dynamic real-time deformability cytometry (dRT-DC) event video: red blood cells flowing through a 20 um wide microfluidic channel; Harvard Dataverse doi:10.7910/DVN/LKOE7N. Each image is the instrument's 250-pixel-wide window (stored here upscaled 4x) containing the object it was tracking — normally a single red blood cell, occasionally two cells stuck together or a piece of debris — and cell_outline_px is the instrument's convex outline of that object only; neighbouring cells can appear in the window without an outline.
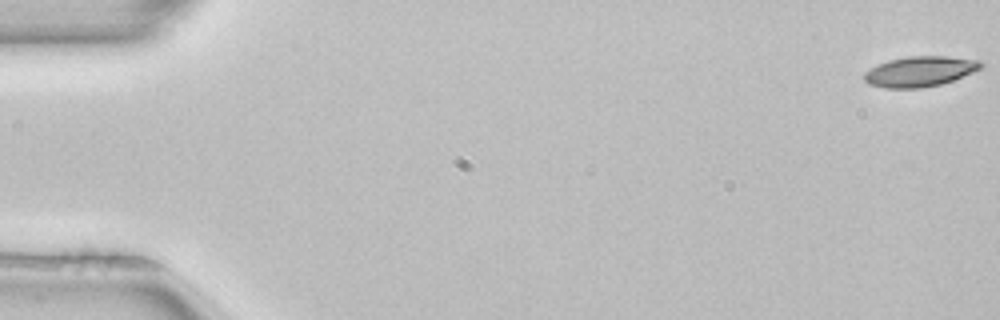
{"species": "common noctule bat (a hibernating species)", "species_latin": "Nyctalus noctula", "temperature_condition": "room temperature", "stored_images_in_passage": 53, "camera_frame_rate_fps": 3000, "um_per_image_px": 0.085, "animal": {"sex": "female", "body_mass_g": 22.7, "forearm_length_mm": 54.2}, "frame": {"image": 1, "passage_image": 1, "time_ms": 0.0, "image_size_px": [1000, 320], "cell_outline_px": [[984, 68], [952, 80], [940, 84], [920, 88], [884, 88], [868, 84], [864, 80], [864, 72], [888, 60], [908, 56], [948, 56], [980, 60], [984, 64]], "centroid_in_image_um": [78.22, 6.07], "position_along_channel_um": 6.8, "area_um2": 20.63}}
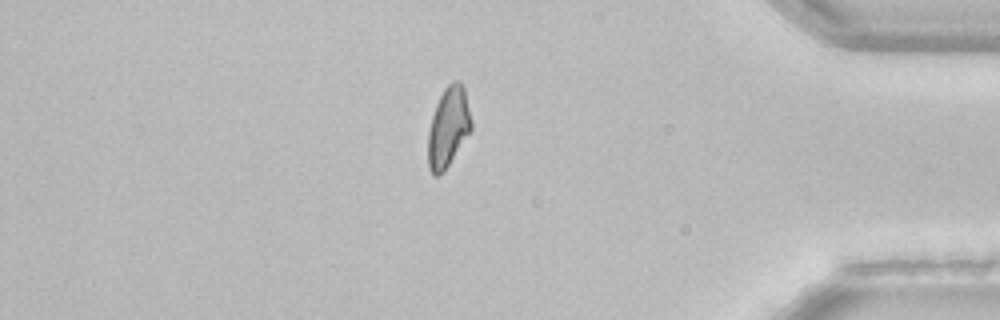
{"frame": {"image": 2, "passage_image": 45, "time_ms": 14.667, "image_size_px": [1000, 320], "cell_outline_px": [[472, 128], [444, 172], [440, 176], [432, 176], [428, 168], [428, 132], [432, 116], [436, 104], [444, 88], [452, 80], [460, 80], [464, 88], [472, 120]], "centroid_in_image_um": [38.09, 10.82], "position_along_channel_um": 397.1, "area_um2": 20.29}}
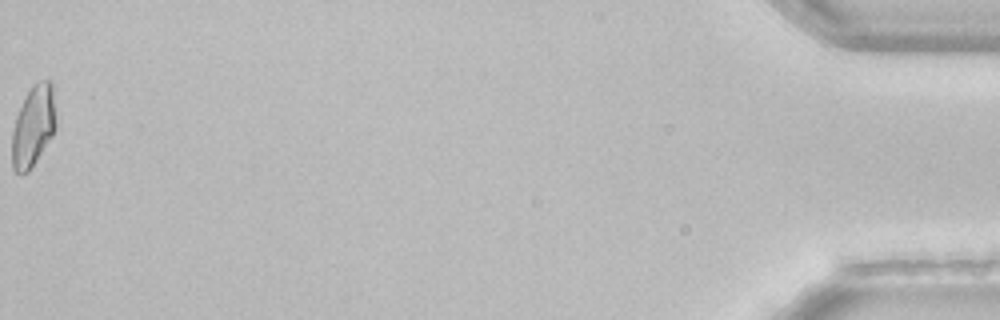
{"frame": {"image": 3, "passage_image": 53, "time_ms": 17.333, "image_size_px": [1000, 320], "cell_outline_px": [[56, 128], [52, 136], [28, 172], [16, 172], [12, 168], [12, 132], [16, 116], [32, 84], [40, 80], [52, 80], [56, 120]], "centroid_in_image_um": [2.84, 10.68], "position_along_channel_um": 432.4, "area_um2": 20.63}, "authors_computed_cell_mechanics": {"area_um2": 20.6346, "velocity_mm_per_s": 3.9563, "shape_relaxation_time_tau1_ms": null, "shape_relaxation_time_tau2_ms": 11.3615, "deformation_change_tau1": null, "deformation_change_tau2": 0.1866}}